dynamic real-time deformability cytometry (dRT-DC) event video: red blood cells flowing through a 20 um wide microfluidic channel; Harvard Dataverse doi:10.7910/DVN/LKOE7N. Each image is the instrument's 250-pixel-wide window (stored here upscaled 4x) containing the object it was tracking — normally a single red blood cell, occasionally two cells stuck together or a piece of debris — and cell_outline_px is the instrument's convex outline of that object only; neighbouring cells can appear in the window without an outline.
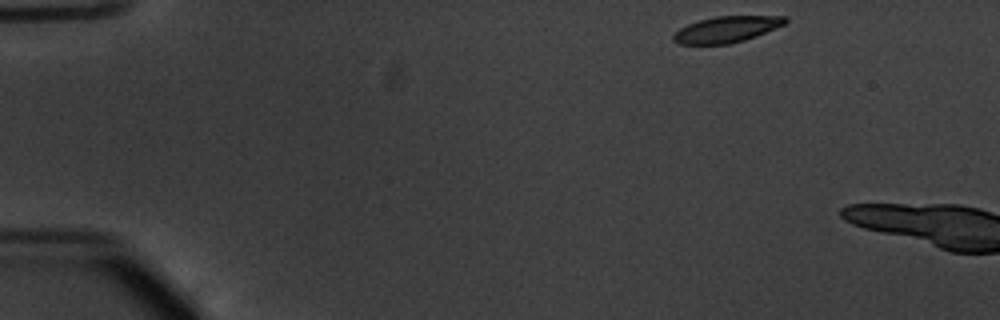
{"species": "common noctule bat (a hibernating species)", "species_latin": "Nyctalus noctula", "temperature_condition": "warm", "stored_images_in_passage": 5, "camera_frame_rate_fps": 3000, "um_per_image_px": 0.085, "animal": {"sex": "male", "body_mass_g": 20.1, "forearm_length_mm": 53.5}, "frame": {"image": 1, "passage_image": 2, "time_ms": 0.333, "image_size_px": [1000, 320], "cell_outline_px": [[788, 20], [784, 24], [756, 36], [744, 40], [728, 44], [680, 44], [672, 40], [672, 36], [680, 28], [688, 24], [700, 20], [716, 16], [788, 16]], "centroid_in_image_um": [61.75, 2.49], "position_along_channel_um": 23.2, "area_um2": 16.88}}